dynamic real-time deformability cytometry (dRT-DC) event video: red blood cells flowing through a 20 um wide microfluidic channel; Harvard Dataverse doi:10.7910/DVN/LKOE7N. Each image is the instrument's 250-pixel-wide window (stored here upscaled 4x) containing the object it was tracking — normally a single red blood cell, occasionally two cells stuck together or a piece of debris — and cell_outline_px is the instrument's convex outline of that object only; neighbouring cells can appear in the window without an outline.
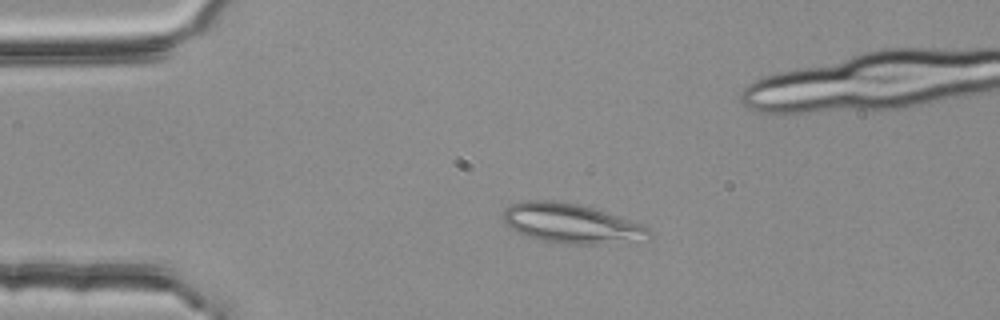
{"species": "common noctule bat (a hibernating species)", "species_latin": "Nyctalus noctula", "temperature_condition": "room temperature", "stored_images_in_passage": 4, "camera_frame_rate_fps": 3000, "um_per_image_px": 0.085, "animal": {"sex": "female", "body_mass_g": 25.1}, "frame": {"image": 1, "passage_image": 3, "time_ms": 0.667, "image_size_px": [1000, 320], "cell_outline_px": [[652, 240], [592, 244], [568, 244], [540, 240], [528, 236], [512, 228], [504, 220], [504, 212], [512, 204], [524, 200], [552, 200], [580, 204], [644, 224], [652, 232]], "centroid_in_image_um": [48.66, 19.0], "position_along_channel_um": 36.3, "area_um2": 33.58}}